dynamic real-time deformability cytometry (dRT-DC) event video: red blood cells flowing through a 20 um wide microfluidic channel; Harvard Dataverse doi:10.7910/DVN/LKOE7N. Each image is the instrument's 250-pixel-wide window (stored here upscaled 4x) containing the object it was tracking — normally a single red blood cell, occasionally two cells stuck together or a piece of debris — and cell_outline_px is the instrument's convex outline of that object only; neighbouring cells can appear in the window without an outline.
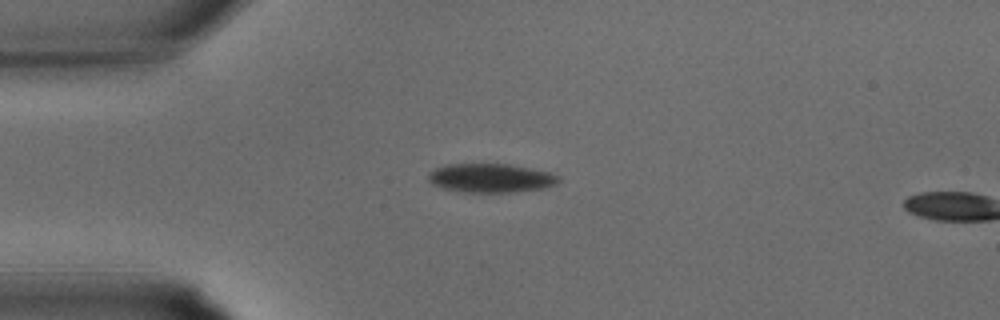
{"species": "common noctule bat (a hibernating species)", "species_latin": "Nyctalus noctula", "temperature_condition": "warm", "stored_images_in_passage": 3, "camera_frame_rate_fps": 3000, "um_per_image_px": 0.085, "animal": {"sex": "male", "body_mass_g": 15.6}, "frame": {"image": 1, "passage_image": 1, "time_ms": 0.0, "image_size_px": [1000, 320], "cell_outline_px": [[560, 180], [556, 184], [544, 188], [516, 192], [464, 192], [444, 188], [432, 184], [428, 180], [428, 172], [444, 164], [508, 164], [548, 172], [560, 176]], "centroid_in_image_um": [41.7, 15.13], "position_along_channel_um": 43.3, "area_um2": 21.91}}